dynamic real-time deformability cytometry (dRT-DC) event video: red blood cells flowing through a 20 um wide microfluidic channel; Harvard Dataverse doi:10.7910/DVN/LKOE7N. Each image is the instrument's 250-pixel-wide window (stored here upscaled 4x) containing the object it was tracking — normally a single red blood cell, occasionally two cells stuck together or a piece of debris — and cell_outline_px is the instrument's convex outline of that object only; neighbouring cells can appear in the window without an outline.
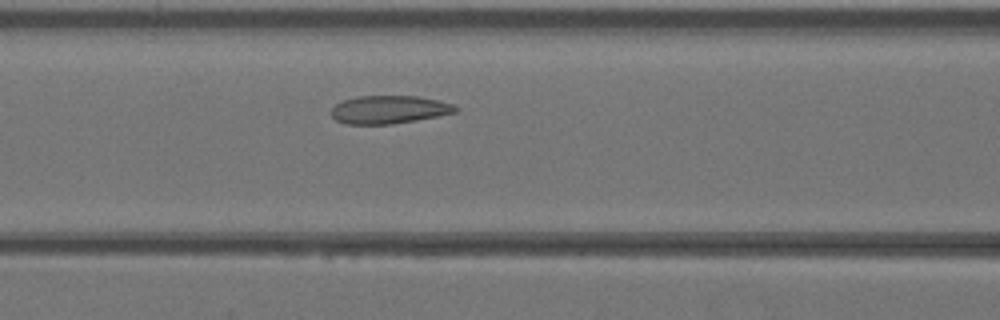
{"species": "Egyptian fruit bat (a non-hibernating species)", "species_latin": "Rousettus aegyptiacus", "temperature_condition": "warm", "stored_images_in_passage": 27, "camera_frame_rate_fps": 3000, "um_per_image_px": 0.085, "animal": {"sex": "female"}, "frame": {"image": 1, "passage_image": 6, "time_ms": 1.667, "image_size_px": [1000, 320], "cell_outline_px": [[456, 112], [416, 120], [392, 124], [344, 124], [336, 120], [332, 116], [332, 108], [336, 104], [344, 100], [360, 96], [416, 96], [440, 100], [452, 104], [456, 108]], "centroid_in_image_um": [33.05, 9.32], "position_along_channel_um": 133.6, "area_um2": 20.11}}
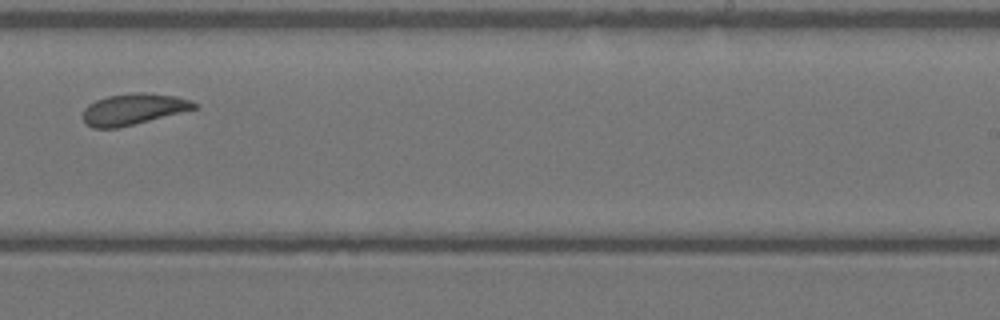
{"frame": {"image": 2, "passage_image": 15, "time_ms": 4.667, "image_size_px": [1000, 320], "cell_outline_px": [[196, 108], [116, 128], [92, 128], [84, 120], [84, 108], [88, 104], [96, 100], [108, 96], [136, 92], [144, 92], [176, 96], [192, 100], [196, 104]], "centroid_in_image_um": [11.31, 9.26], "position_along_channel_um": 277.7, "area_um2": 19.77}}
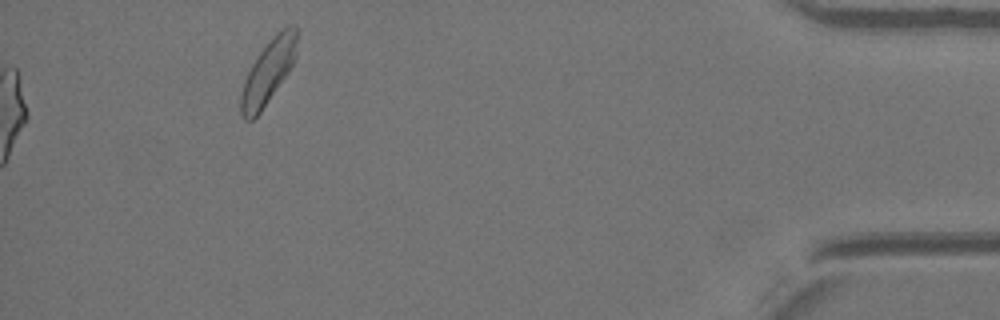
{"frame": {"image": 3, "passage_image": 27, "time_ms": 8.667, "image_size_px": [1000, 320], "cell_outline_px": [[296, 56], [288, 72], [260, 112], [252, 120], [244, 120], [240, 112], [240, 96], [244, 80], [256, 56], [276, 32], [288, 24], [296, 24]], "centroid_in_image_um": [22.78, 6.08], "position_along_channel_um": 412.4, "area_um2": 20.69}}